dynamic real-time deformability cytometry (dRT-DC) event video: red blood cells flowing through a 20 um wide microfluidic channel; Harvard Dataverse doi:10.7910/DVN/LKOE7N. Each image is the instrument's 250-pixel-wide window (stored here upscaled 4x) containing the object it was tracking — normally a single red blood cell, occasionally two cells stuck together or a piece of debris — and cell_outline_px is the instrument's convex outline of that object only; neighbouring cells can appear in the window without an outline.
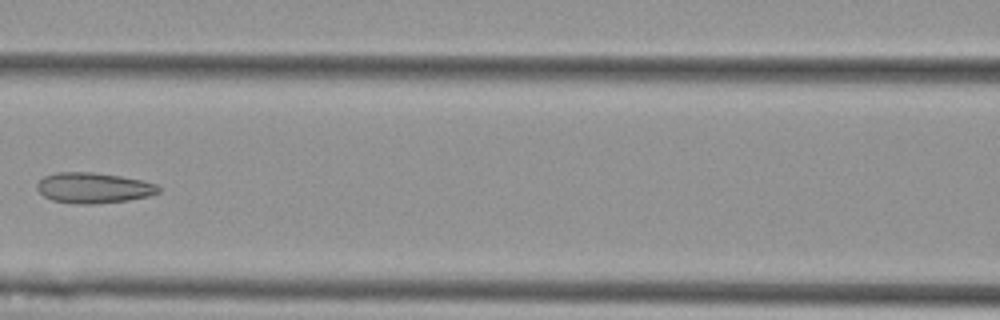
{"species": "Egyptian fruit bat (a non-hibernating species)", "species_latin": "Rousettus aegyptiacus", "temperature_condition": "cold", "stored_images_in_passage": 7, "camera_frame_rate_fps": 3000, "um_per_image_px": 0.085, "animal": {"sex": "female"}, "frame": {"image": 1, "passage_image": 6, "time_ms": 1.667, "image_size_px": [1000, 320], "cell_outline_px": [[160, 192], [148, 196], [128, 200], [96, 204], [76, 204], [52, 200], [44, 196], [36, 188], [36, 184], [44, 176], [56, 172], [92, 172], [120, 176], [140, 180], [156, 184], [160, 188]], "centroid_in_image_um": [7.92, 15.97], "position_along_channel_um": 158.7, "area_um2": 21.62}}
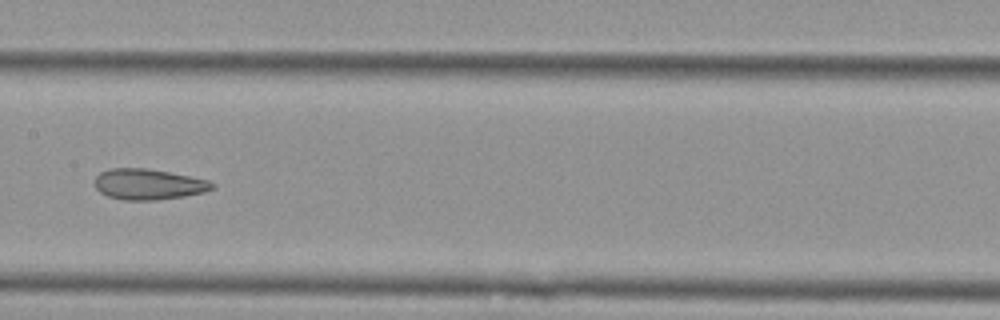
{"frame": {"image": 2, "passage_image": 7, "time_ms": 2.0, "image_size_px": [1000, 320], "cell_outline_px": [[216, 188], [204, 192], [184, 196], [156, 200], [124, 200], [108, 196], [100, 192], [96, 188], [96, 176], [100, 172], [108, 168], [144, 168], [168, 172], [208, 180], [216, 184]], "centroid_in_image_um": [12.63, 15.66], "position_along_channel_um": 194.8, "area_um2": 20.98}}